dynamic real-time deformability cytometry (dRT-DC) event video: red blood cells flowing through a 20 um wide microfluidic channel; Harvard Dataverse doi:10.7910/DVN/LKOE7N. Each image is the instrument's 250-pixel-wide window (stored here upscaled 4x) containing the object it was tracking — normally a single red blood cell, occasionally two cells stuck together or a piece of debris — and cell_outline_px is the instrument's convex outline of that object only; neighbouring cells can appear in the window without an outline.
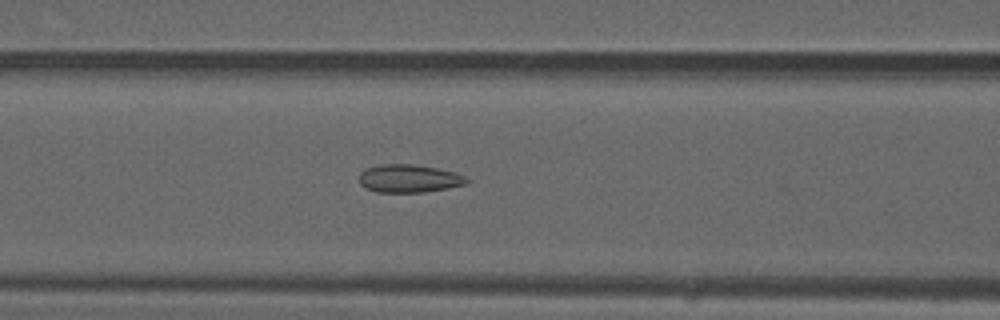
{"species": "common noctule bat (a hibernating species)", "species_latin": "Nyctalus noctula", "temperature_condition": "warm", "stored_images_in_passage": 47, "camera_frame_rate_fps": 3000, "um_per_image_px": 0.085, "animal": {"sex": "male", "forearm_length_mm": 52.5}, "frame": {"image": 1, "passage_image": 18, "time_ms": 5.667, "image_size_px": [1000, 320], "cell_outline_px": [[472, 180], [464, 184], [448, 188], [424, 192], [376, 192], [364, 188], [360, 184], [360, 172], [368, 168], [380, 164], [412, 164], [436, 168], [456, 172]], "centroid_in_image_um": [34.77, 15.18], "position_along_channel_um": 131.8, "area_um2": 17.57}}
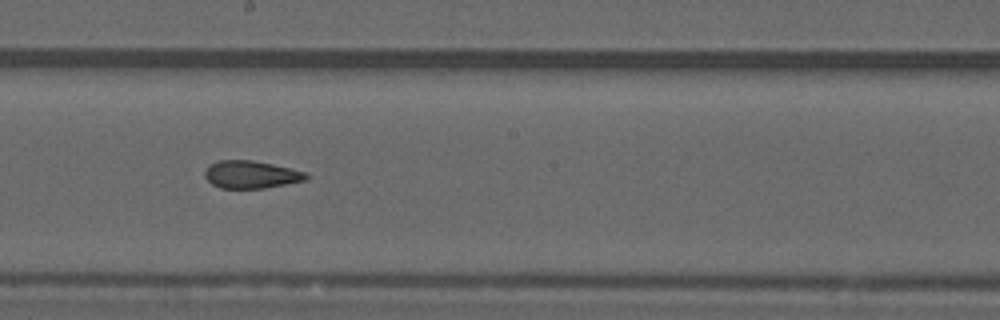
{"frame": {"image": 2, "passage_image": 25, "time_ms": 8.0, "image_size_px": [1000, 320], "cell_outline_px": [[308, 180], [264, 188], [220, 188], [212, 184], [204, 176], [204, 172], [212, 164], [220, 160], [252, 160], [272, 164], [308, 172]], "centroid_in_image_um": [21.38, 14.84], "position_along_channel_um": 226.8, "area_um2": 16.24}}
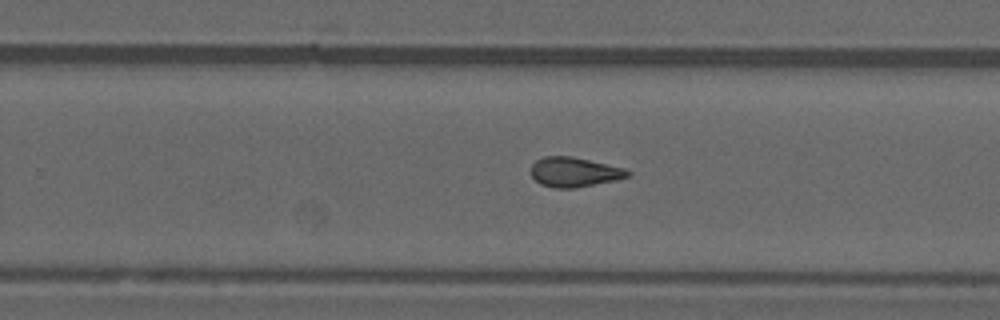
{"frame": {"image": 3, "passage_image": 29, "time_ms": 9.333, "image_size_px": [1000, 320], "cell_outline_px": [[632, 172], [628, 176], [616, 180], [572, 188], [556, 188], [540, 184], [532, 176], [532, 164], [536, 160], [544, 156], [572, 156], [624, 168]], "centroid_in_image_um": [48.81, 14.62], "position_along_channel_um": 281.0, "area_um2": 16.53}, "authors_computed_cell_mechanics": {"area_um2": 16.9354, "velocity_mm_per_s": 4.0813, "shape_relaxation_time_tau1_ms": null, "shape_relaxation_time_tau2_ms": 1.857, "deformation_change_tau1": null, "deformation_change_tau2": 0.0958}}